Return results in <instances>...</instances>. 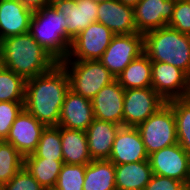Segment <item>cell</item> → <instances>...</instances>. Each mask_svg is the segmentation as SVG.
I'll return each mask as SVG.
<instances>
[{"instance_id":"cell-33","label":"cell","mask_w":190,"mask_h":190,"mask_svg":"<svg viewBox=\"0 0 190 190\" xmlns=\"http://www.w3.org/2000/svg\"><path fill=\"white\" fill-rule=\"evenodd\" d=\"M0 190H45L23 166Z\"/></svg>"},{"instance_id":"cell-23","label":"cell","mask_w":190,"mask_h":190,"mask_svg":"<svg viewBox=\"0 0 190 190\" xmlns=\"http://www.w3.org/2000/svg\"><path fill=\"white\" fill-rule=\"evenodd\" d=\"M116 80L125 90L152 87V61L142 53L119 74Z\"/></svg>"},{"instance_id":"cell-13","label":"cell","mask_w":190,"mask_h":190,"mask_svg":"<svg viewBox=\"0 0 190 190\" xmlns=\"http://www.w3.org/2000/svg\"><path fill=\"white\" fill-rule=\"evenodd\" d=\"M45 127L24 108L12 124L5 142L10 143L25 157L36 150Z\"/></svg>"},{"instance_id":"cell-25","label":"cell","mask_w":190,"mask_h":190,"mask_svg":"<svg viewBox=\"0 0 190 190\" xmlns=\"http://www.w3.org/2000/svg\"><path fill=\"white\" fill-rule=\"evenodd\" d=\"M64 161L24 158V167L45 190H53Z\"/></svg>"},{"instance_id":"cell-26","label":"cell","mask_w":190,"mask_h":190,"mask_svg":"<svg viewBox=\"0 0 190 190\" xmlns=\"http://www.w3.org/2000/svg\"><path fill=\"white\" fill-rule=\"evenodd\" d=\"M24 158H44L63 161L60 127H45L42 131L36 150Z\"/></svg>"},{"instance_id":"cell-39","label":"cell","mask_w":190,"mask_h":190,"mask_svg":"<svg viewBox=\"0 0 190 190\" xmlns=\"http://www.w3.org/2000/svg\"><path fill=\"white\" fill-rule=\"evenodd\" d=\"M0 66H1V47H0Z\"/></svg>"},{"instance_id":"cell-14","label":"cell","mask_w":190,"mask_h":190,"mask_svg":"<svg viewBox=\"0 0 190 190\" xmlns=\"http://www.w3.org/2000/svg\"><path fill=\"white\" fill-rule=\"evenodd\" d=\"M176 0H140L133 8L137 33L166 27L173 16Z\"/></svg>"},{"instance_id":"cell-22","label":"cell","mask_w":190,"mask_h":190,"mask_svg":"<svg viewBox=\"0 0 190 190\" xmlns=\"http://www.w3.org/2000/svg\"><path fill=\"white\" fill-rule=\"evenodd\" d=\"M60 136L64 163L87 165L92 161L85 131L60 127Z\"/></svg>"},{"instance_id":"cell-29","label":"cell","mask_w":190,"mask_h":190,"mask_svg":"<svg viewBox=\"0 0 190 190\" xmlns=\"http://www.w3.org/2000/svg\"><path fill=\"white\" fill-rule=\"evenodd\" d=\"M24 157L10 143L0 140V188L22 167Z\"/></svg>"},{"instance_id":"cell-30","label":"cell","mask_w":190,"mask_h":190,"mask_svg":"<svg viewBox=\"0 0 190 190\" xmlns=\"http://www.w3.org/2000/svg\"><path fill=\"white\" fill-rule=\"evenodd\" d=\"M86 165L63 163L53 190H83Z\"/></svg>"},{"instance_id":"cell-16","label":"cell","mask_w":190,"mask_h":190,"mask_svg":"<svg viewBox=\"0 0 190 190\" xmlns=\"http://www.w3.org/2000/svg\"><path fill=\"white\" fill-rule=\"evenodd\" d=\"M124 93L117 80L104 86L91 100L95 119L123 126Z\"/></svg>"},{"instance_id":"cell-15","label":"cell","mask_w":190,"mask_h":190,"mask_svg":"<svg viewBox=\"0 0 190 190\" xmlns=\"http://www.w3.org/2000/svg\"><path fill=\"white\" fill-rule=\"evenodd\" d=\"M148 159L149 155L137 127L120 126L115 135L109 161L120 165Z\"/></svg>"},{"instance_id":"cell-18","label":"cell","mask_w":190,"mask_h":190,"mask_svg":"<svg viewBox=\"0 0 190 190\" xmlns=\"http://www.w3.org/2000/svg\"><path fill=\"white\" fill-rule=\"evenodd\" d=\"M97 22L105 25L115 35L137 33L134 9L119 0L98 4Z\"/></svg>"},{"instance_id":"cell-24","label":"cell","mask_w":190,"mask_h":190,"mask_svg":"<svg viewBox=\"0 0 190 190\" xmlns=\"http://www.w3.org/2000/svg\"><path fill=\"white\" fill-rule=\"evenodd\" d=\"M83 190H116L115 164L109 160H92L88 163Z\"/></svg>"},{"instance_id":"cell-5","label":"cell","mask_w":190,"mask_h":190,"mask_svg":"<svg viewBox=\"0 0 190 190\" xmlns=\"http://www.w3.org/2000/svg\"><path fill=\"white\" fill-rule=\"evenodd\" d=\"M69 77L70 90L92 100L116 78L99 60H62Z\"/></svg>"},{"instance_id":"cell-34","label":"cell","mask_w":190,"mask_h":190,"mask_svg":"<svg viewBox=\"0 0 190 190\" xmlns=\"http://www.w3.org/2000/svg\"><path fill=\"white\" fill-rule=\"evenodd\" d=\"M187 185L179 180L160 175H152L144 190H184Z\"/></svg>"},{"instance_id":"cell-11","label":"cell","mask_w":190,"mask_h":190,"mask_svg":"<svg viewBox=\"0 0 190 190\" xmlns=\"http://www.w3.org/2000/svg\"><path fill=\"white\" fill-rule=\"evenodd\" d=\"M190 155L179 143L165 147L149 155L154 175L179 180L188 186Z\"/></svg>"},{"instance_id":"cell-3","label":"cell","mask_w":190,"mask_h":190,"mask_svg":"<svg viewBox=\"0 0 190 190\" xmlns=\"http://www.w3.org/2000/svg\"><path fill=\"white\" fill-rule=\"evenodd\" d=\"M29 33L58 63L67 58L72 39L67 35L65 17L52 5L33 11Z\"/></svg>"},{"instance_id":"cell-32","label":"cell","mask_w":190,"mask_h":190,"mask_svg":"<svg viewBox=\"0 0 190 190\" xmlns=\"http://www.w3.org/2000/svg\"><path fill=\"white\" fill-rule=\"evenodd\" d=\"M167 26L190 35V0H176L173 16Z\"/></svg>"},{"instance_id":"cell-17","label":"cell","mask_w":190,"mask_h":190,"mask_svg":"<svg viewBox=\"0 0 190 190\" xmlns=\"http://www.w3.org/2000/svg\"><path fill=\"white\" fill-rule=\"evenodd\" d=\"M94 119L92 101L69 90L61 107L58 126L86 131Z\"/></svg>"},{"instance_id":"cell-8","label":"cell","mask_w":190,"mask_h":190,"mask_svg":"<svg viewBox=\"0 0 190 190\" xmlns=\"http://www.w3.org/2000/svg\"><path fill=\"white\" fill-rule=\"evenodd\" d=\"M114 35L105 25L93 22L72 40L64 60H99Z\"/></svg>"},{"instance_id":"cell-21","label":"cell","mask_w":190,"mask_h":190,"mask_svg":"<svg viewBox=\"0 0 190 190\" xmlns=\"http://www.w3.org/2000/svg\"><path fill=\"white\" fill-rule=\"evenodd\" d=\"M152 175L149 159L115 165L116 190H144Z\"/></svg>"},{"instance_id":"cell-7","label":"cell","mask_w":190,"mask_h":190,"mask_svg":"<svg viewBox=\"0 0 190 190\" xmlns=\"http://www.w3.org/2000/svg\"><path fill=\"white\" fill-rule=\"evenodd\" d=\"M142 53H144V34L114 35L99 61L117 78Z\"/></svg>"},{"instance_id":"cell-35","label":"cell","mask_w":190,"mask_h":190,"mask_svg":"<svg viewBox=\"0 0 190 190\" xmlns=\"http://www.w3.org/2000/svg\"><path fill=\"white\" fill-rule=\"evenodd\" d=\"M26 8L36 11L51 5L52 0H19Z\"/></svg>"},{"instance_id":"cell-27","label":"cell","mask_w":190,"mask_h":190,"mask_svg":"<svg viewBox=\"0 0 190 190\" xmlns=\"http://www.w3.org/2000/svg\"><path fill=\"white\" fill-rule=\"evenodd\" d=\"M167 103L174 112L178 143L190 155V96L172 99Z\"/></svg>"},{"instance_id":"cell-20","label":"cell","mask_w":190,"mask_h":190,"mask_svg":"<svg viewBox=\"0 0 190 190\" xmlns=\"http://www.w3.org/2000/svg\"><path fill=\"white\" fill-rule=\"evenodd\" d=\"M120 125L94 119L86 132L88 148L92 160H109L115 135Z\"/></svg>"},{"instance_id":"cell-36","label":"cell","mask_w":190,"mask_h":190,"mask_svg":"<svg viewBox=\"0 0 190 190\" xmlns=\"http://www.w3.org/2000/svg\"><path fill=\"white\" fill-rule=\"evenodd\" d=\"M121 3L125 4L126 6H130L134 8L140 0H119Z\"/></svg>"},{"instance_id":"cell-12","label":"cell","mask_w":190,"mask_h":190,"mask_svg":"<svg viewBox=\"0 0 190 190\" xmlns=\"http://www.w3.org/2000/svg\"><path fill=\"white\" fill-rule=\"evenodd\" d=\"M56 11L62 12L67 35L73 40L93 22H97L98 3L92 0H52Z\"/></svg>"},{"instance_id":"cell-4","label":"cell","mask_w":190,"mask_h":190,"mask_svg":"<svg viewBox=\"0 0 190 190\" xmlns=\"http://www.w3.org/2000/svg\"><path fill=\"white\" fill-rule=\"evenodd\" d=\"M144 53L151 61L164 62L190 77V35L168 26L144 34Z\"/></svg>"},{"instance_id":"cell-31","label":"cell","mask_w":190,"mask_h":190,"mask_svg":"<svg viewBox=\"0 0 190 190\" xmlns=\"http://www.w3.org/2000/svg\"><path fill=\"white\" fill-rule=\"evenodd\" d=\"M24 109V102H0V140L5 141L15 119Z\"/></svg>"},{"instance_id":"cell-2","label":"cell","mask_w":190,"mask_h":190,"mask_svg":"<svg viewBox=\"0 0 190 190\" xmlns=\"http://www.w3.org/2000/svg\"><path fill=\"white\" fill-rule=\"evenodd\" d=\"M0 47L1 66L25 80L49 71L58 63L29 32L0 40Z\"/></svg>"},{"instance_id":"cell-10","label":"cell","mask_w":190,"mask_h":190,"mask_svg":"<svg viewBox=\"0 0 190 190\" xmlns=\"http://www.w3.org/2000/svg\"><path fill=\"white\" fill-rule=\"evenodd\" d=\"M152 88L167 102L190 96V77L181 69L152 61Z\"/></svg>"},{"instance_id":"cell-6","label":"cell","mask_w":190,"mask_h":190,"mask_svg":"<svg viewBox=\"0 0 190 190\" xmlns=\"http://www.w3.org/2000/svg\"><path fill=\"white\" fill-rule=\"evenodd\" d=\"M137 129L148 155L178 143L174 112L168 103L139 124Z\"/></svg>"},{"instance_id":"cell-9","label":"cell","mask_w":190,"mask_h":190,"mask_svg":"<svg viewBox=\"0 0 190 190\" xmlns=\"http://www.w3.org/2000/svg\"><path fill=\"white\" fill-rule=\"evenodd\" d=\"M167 102L152 88L126 89L123 126L137 127Z\"/></svg>"},{"instance_id":"cell-28","label":"cell","mask_w":190,"mask_h":190,"mask_svg":"<svg viewBox=\"0 0 190 190\" xmlns=\"http://www.w3.org/2000/svg\"><path fill=\"white\" fill-rule=\"evenodd\" d=\"M26 80L0 66V102H25Z\"/></svg>"},{"instance_id":"cell-37","label":"cell","mask_w":190,"mask_h":190,"mask_svg":"<svg viewBox=\"0 0 190 190\" xmlns=\"http://www.w3.org/2000/svg\"><path fill=\"white\" fill-rule=\"evenodd\" d=\"M190 187V159H189V176H188V186Z\"/></svg>"},{"instance_id":"cell-19","label":"cell","mask_w":190,"mask_h":190,"mask_svg":"<svg viewBox=\"0 0 190 190\" xmlns=\"http://www.w3.org/2000/svg\"><path fill=\"white\" fill-rule=\"evenodd\" d=\"M32 14L19 0H0V40L29 32Z\"/></svg>"},{"instance_id":"cell-38","label":"cell","mask_w":190,"mask_h":190,"mask_svg":"<svg viewBox=\"0 0 190 190\" xmlns=\"http://www.w3.org/2000/svg\"><path fill=\"white\" fill-rule=\"evenodd\" d=\"M92 1L99 4V3H102V2H105V1H110V0H92Z\"/></svg>"},{"instance_id":"cell-1","label":"cell","mask_w":190,"mask_h":190,"mask_svg":"<svg viewBox=\"0 0 190 190\" xmlns=\"http://www.w3.org/2000/svg\"><path fill=\"white\" fill-rule=\"evenodd\" d=\"M69 90L67 71L57 63L49 71L26 80L24 108L46 127L58 126L61 107Z\"/></svg>"}]
</instances>
